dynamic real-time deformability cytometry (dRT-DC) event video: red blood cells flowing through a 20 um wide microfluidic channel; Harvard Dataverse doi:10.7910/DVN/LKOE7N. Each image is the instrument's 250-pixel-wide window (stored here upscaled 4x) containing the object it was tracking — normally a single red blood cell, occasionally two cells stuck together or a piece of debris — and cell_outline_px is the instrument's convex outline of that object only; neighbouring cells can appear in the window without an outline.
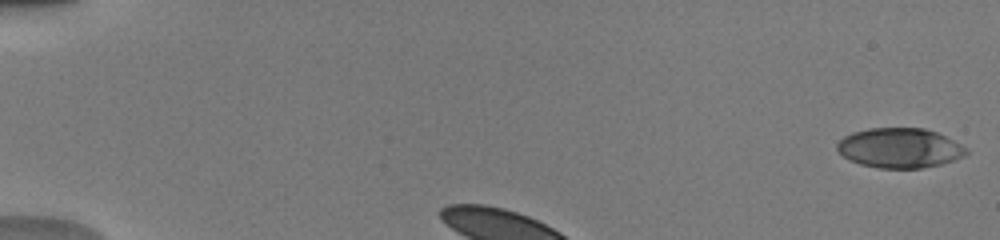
{"species": "human", "species_latin": "Homo sapiens", "temperature_condition": "warm", "stored_images_in_passage": 34, "camera_frame_rate_fps": 3000, "um_per_image_px": 0.085, "donor": {"sex": "male"}, "frame": {"image": 1, "passage_image": 1, "time_ms": 0.0, "image_size_px": [1000, 240], "cell_outline_px": [[968, 152], [964, 156], [940, 164], [920, 168], [880, 168], [860, 164], [848, 160], [836, 148], [836, 144], [844, 136], [852, 132], [868, 128], [924, 128], [936, 132], [968, 148]], "centroid_in_image_um": [76.44, 12.57], "position_along_channel_um": 8.6, "area_um2": 29.82}}
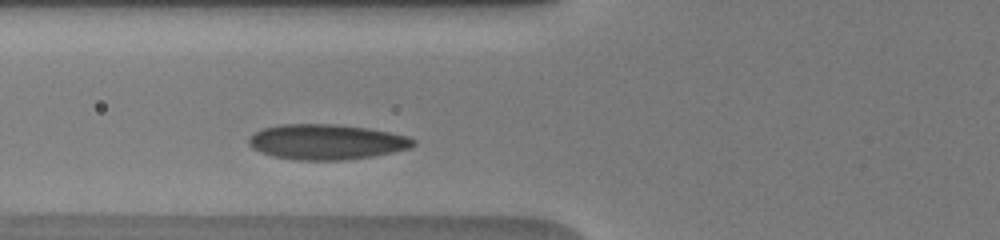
{"frame": {"image": 2, "passage_image": 9, "time_ms": 2.667, "image_size_px": [1000, 240], "cell_outline_px": [[416, 144], [408, 148], [392, 152], [372, 156], [340, 160], [296, 160], [272, 156], [260, 152], [252, 148], [248, 144], [248, 136], [264, 128], [280, 124], [332, 124], [368, 128], [408, 136], [416, 140]], "centroid_in_image_um": [27.72, 12.06], "position_along_channel_um": 98.1, "area_um2": 33.76}}
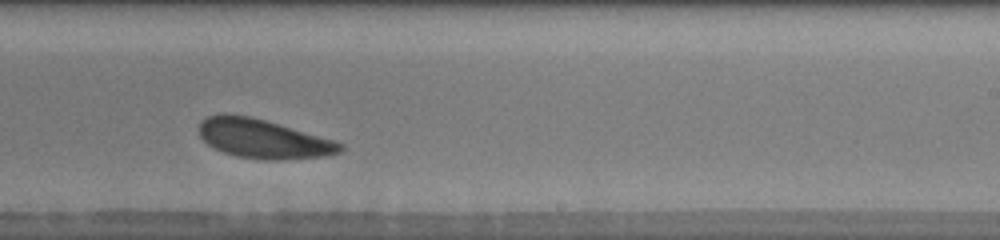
{"frame": {"image": 3, "passage_image": 22, "time_ms": 7.0, "image_size_px": [1000, 240], "cell_outline_px": [[344, 148], [340, 152], [332, 156], [284, 160], [256, 160], [236, 156], [224, 152], [208, 144], [200, 136], [200, 120], [208, 116], [224, 112], [248, 116], [264, 120], [332, 140], [344, 144]], "centroid_in_image_um": [22.37, 11.81], "position_along_channel_um": 266.6, "area_um2": 32.19}, "authors_computed_cell_mechanics": {"area_um2": 32.5992, "velocity_mm_per_s": 3.8971, "shape_relaxation_time_tau1_ms": 2.2684, "shape_relaxation_time_tau2_ms": null, "deformation_change_tau1": 0.0856, "deformation_change_tau2": null}}